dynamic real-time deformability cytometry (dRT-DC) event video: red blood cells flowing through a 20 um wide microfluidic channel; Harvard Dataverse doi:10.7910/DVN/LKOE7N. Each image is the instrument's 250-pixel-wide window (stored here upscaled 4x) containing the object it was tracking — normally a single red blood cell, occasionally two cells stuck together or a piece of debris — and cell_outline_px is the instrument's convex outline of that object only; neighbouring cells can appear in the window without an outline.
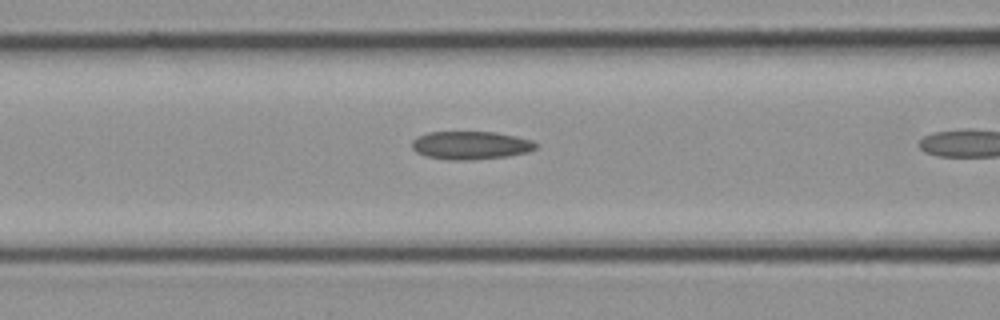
{"species": "common noctule bat (a hibernating species)", "species_latin": "Nyctalus noctula", "temperature_condition": "cold", "stored_images_in_passage": 11, "camera_frame_rate_fps": 3000, "um_per_image_px": 0.085, "animal": {"sex": "female", "body_mass_g": 21.9}, "frame": {"image": 1, "passage_image": 10, "time_ms": 3.0, "image_size_px": [1000, 320], "cell_outline_px": [[540, 144], [536, 148], [528, 152], [508, 156], [468, 160], [448, 160], [424, 156], [416, 152], [412, 148], [412, 140], [416, 136], [428, 132], [496, 132], [516, 136], [532, 140]], "centroid_in_image_um": [40.0, 12.35], "position_along_channel_um": 126.6, "area_um2": 20.58}}